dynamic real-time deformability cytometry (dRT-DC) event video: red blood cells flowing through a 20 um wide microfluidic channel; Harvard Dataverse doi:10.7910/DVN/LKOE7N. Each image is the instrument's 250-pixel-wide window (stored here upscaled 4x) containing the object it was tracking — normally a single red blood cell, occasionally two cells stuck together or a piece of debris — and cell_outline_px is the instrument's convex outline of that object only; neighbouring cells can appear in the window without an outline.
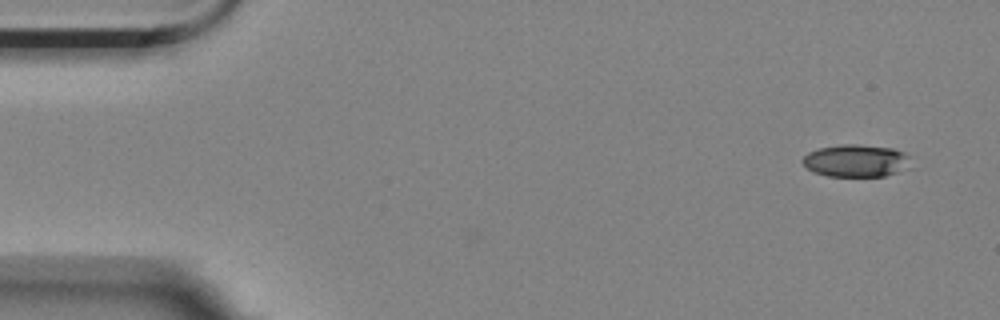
{"species": "Egyptian fruit bat (a non-hibernating species)", "species_latin": "Rousettus aegyptiacus", "temperature_condition": "room temperature", "stored_images_in_passage": 54, "camera_frame_rate_fps": 3000, "um_per_image_px": 0.085, "animal": {"sex": "female"}, "frame": {"image": 1, "passage_image": 1, "time_ms": 0.0, "image_size_px": [1000, 320], "cell_outline_px": [[912, 168], [884, 176], [828, 176], [812, 172], [800, 160], [808, 152], [820, 148], [840, 144], [856, 144], [892, 148], [904, 152], [908, 156]], "centroid_in_image_um": [72.78, 13.66], "position_along_channel_um": 12.2, "area_um2": 20.63}}
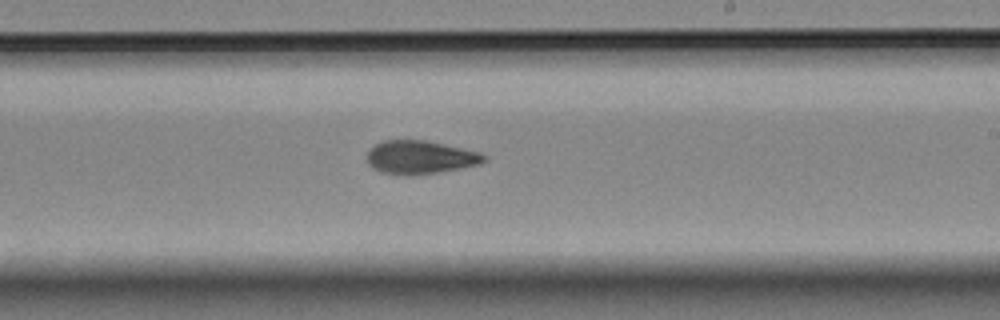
{"frame": {"image": 2, "passage_image": 31, "time_ms": 10.0, "image_size_px": [1000, 320], "cell_outline_px": [[488, 160], [480, 164], [460, 168], [412, 176], [400, 176], [380, 172], [372, 168], [368, 164], [368, 152], [376, 144], [384, 140], [424, 140], [480, 152], [488, 156]], "centroid_in_image_um": [35.72, 13.39], "position_along_channel_um": 253.3, "area_um2": 22.83}}
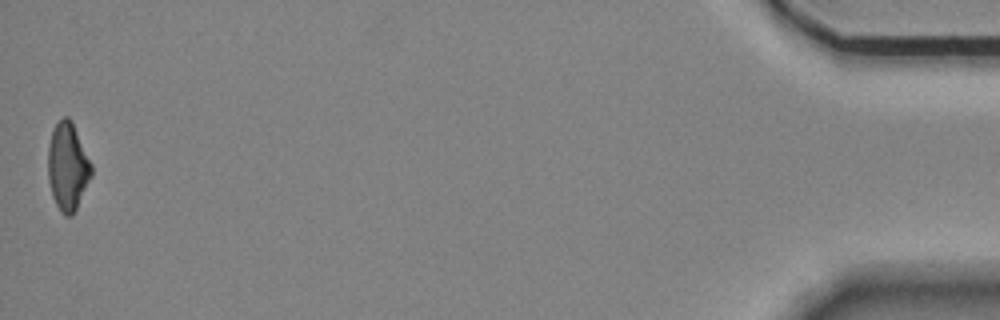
{"frame": {"image": 3, "passage_image": 54, "time_ms": 17.667, "image_size_px": [1000, 320], "cell_outline_px": [[92, 176], [72, 216], [64, 216], [60, 212], [52, 196], [48, 180], [48, 144], [52, 128], [64, 116], [68, 116], [72, 120], [92, 164]], "centroid_in_image_um": [5.75, 14.15], "position_along_channel_um": 429.5, "area_um2": 22.43}, "authors_computed_cell_mechanics": {"area_um2": 22.3686, "velocity_mm_per_s": 3.516, "shape_relaxation_time_tau1_ms": 6.9389, "shape_relaxation_time_tau2_ms": 5.1493, "deformation_change_tau1": 0.1958, "deformation_change_tau2": 0.1124}}